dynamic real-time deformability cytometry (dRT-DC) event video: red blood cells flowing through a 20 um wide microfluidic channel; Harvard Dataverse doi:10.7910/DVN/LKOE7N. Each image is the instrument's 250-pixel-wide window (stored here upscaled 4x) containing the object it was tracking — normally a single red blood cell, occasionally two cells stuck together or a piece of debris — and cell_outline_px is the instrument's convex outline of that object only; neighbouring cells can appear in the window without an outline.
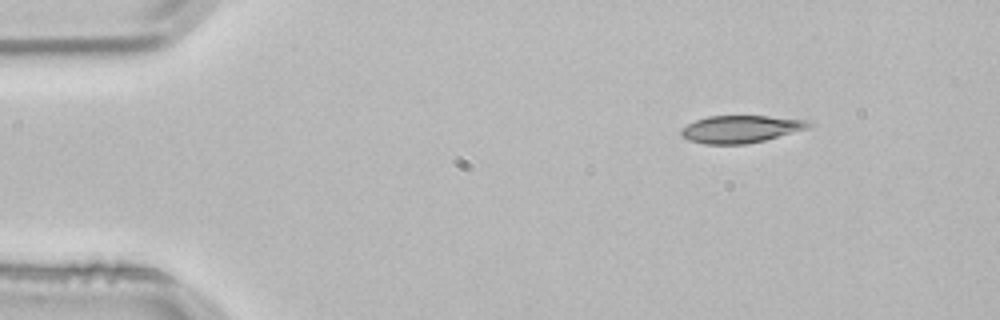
{"species": "common noctule bat (a hibernating species)", "species_latin": "Nyctalus noctula", "temperature_condition": "room temperature", "stored_images_in_passage": 2, "camera_frame_rate_fps": 3000, "um_per_image_px": 0.085, "animal": {"sex": "male", "body_mass_g": 21.5, "forearm_length_mm": 52.0}, "frame": {"image": 1, "passage_image": 1, "time_ms": 0.0, "image_size_px": [1000, 320], "cell_outline_px": [[812, 124], [808, 128], [764, 140], [744, 144], [704, 144], [688, 140], [680, 136], [680, 128], [696, 120], [708, 116], [768, 116], [808, 120]], "centroid_in_image_um": [62.91, 10.97], "position_along_channel_um": 22.1, "area_um2": 20.29}}